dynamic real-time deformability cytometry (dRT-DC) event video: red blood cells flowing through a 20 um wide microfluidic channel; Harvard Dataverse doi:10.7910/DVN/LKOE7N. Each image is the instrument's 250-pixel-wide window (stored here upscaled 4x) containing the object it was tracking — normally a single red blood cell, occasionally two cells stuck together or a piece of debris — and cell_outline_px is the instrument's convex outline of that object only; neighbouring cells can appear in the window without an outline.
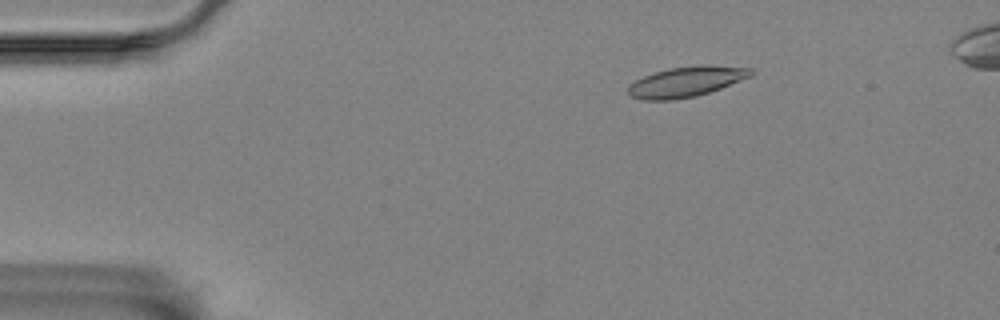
{"species": "Egyptian fruit bat (a non-hibernating species)", "species_latin": "Rousettus aegyptiacus", "temperature_condition": "room temperature", "stored_images_in_passage": 59, "segment_of_instrument_passage": [1, 2], "camera_frame_rate_fps": 3000, "um_per_image_px": 0.085, "animal": {"sex": "female"}, "frame": {"image": 1, "passage_image": 10, "time_ms": 3.0, "image_size_px": [1000, 320], "cell_outline_px": [[756, 72], [752, 76], [720, 88], [696, 96], [672, 100], [644, 100], [632, 96], [628, 92], [628, 84], [644, 76], [656, 72], [672, 68], [704, 64], [752, 68]], "centroid_in_image_um": [58.36, 6.94], "position_along_channel_um": 26.6, "area_um2": 21.56}}
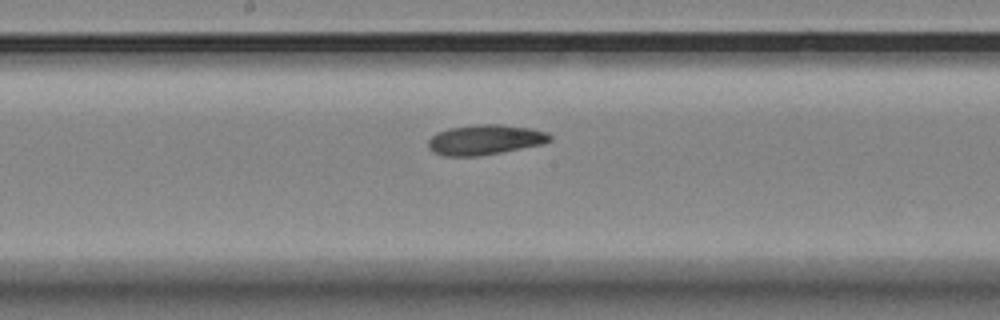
{"frame": {"image": 2, "passage_image": 31, "time_ms": 10.0, "image_size_px": [1000, 320], "cell_outline_px": [[552, 140], [544, 144], [480, 156], [444, 156], [432, 152], [428, 148], [428, 140], [436, 132], [448, 128], [480, 124], [500, 124], [528, 128], [548, 132], [552, 136]], "centroid_in_image_um": [41.22, 11.88], "position_along_channel_um": 207.0, "area_um2": 21.5}}
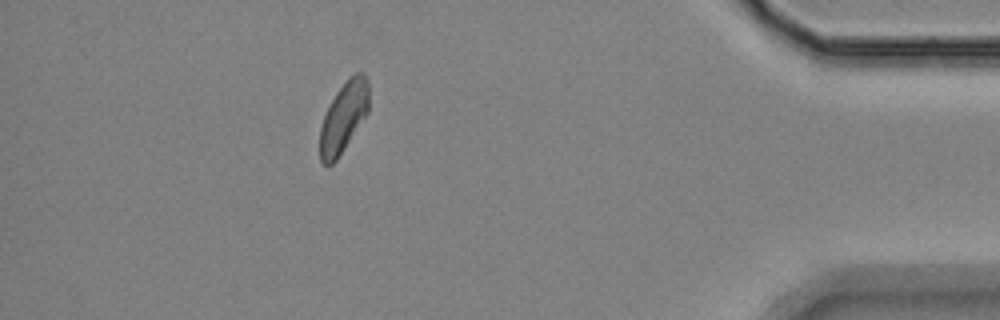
{"frame": {"image": 3, "passage_image": 52, "time_ms": 17.0, "image_size_px": [1000, 320], "cell_outline_px": [[368, 112], [336, 160], [332, 164], [324, 164], [320, 160], [320, 128], [324, 116], [336, 92], [348, 76], [356, 72], [364, 72], [368, 80]], "centroid_in_image_um": [29.21, 9.91], "position_along_channel_um": 406.0, "area_um2": 19.83}}